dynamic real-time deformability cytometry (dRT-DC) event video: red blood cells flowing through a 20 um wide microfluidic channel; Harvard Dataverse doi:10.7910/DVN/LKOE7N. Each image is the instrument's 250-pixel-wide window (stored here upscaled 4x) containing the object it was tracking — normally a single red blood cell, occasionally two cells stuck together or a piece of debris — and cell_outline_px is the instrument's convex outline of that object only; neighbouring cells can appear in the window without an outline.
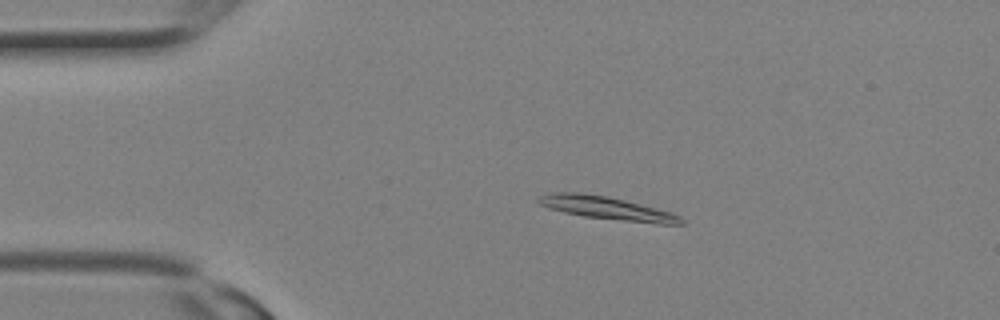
{"species": "Egyptian fruit bat (a non-hibernating species)", "species_latin": "Rousettus aegyptiacus", "temperature_condition": "room temperature", "stored_images_in_passage": 18, "camera_frame_rate_fps": 3000, "um_per_image_px": 0.085, "animal": {"sex": "female"}, "frame": {"image": 1, "passage_image": 5, "time_ms": 1.333, "image_size_px": [1000, 320], "cell_outline_px": [[684, 224], [660, 224], [584, 216], [564, 212], [548, 208], [540, 204], [536, 200], [540, 196], [548, 192], [580, 192], [608, 196], [672, 212], [680, 216], [684, 220]], "centroid_in_image_um": [51.57, 17.68], "position_along_channel_um": 33.4, "area_um2": 19.02}}
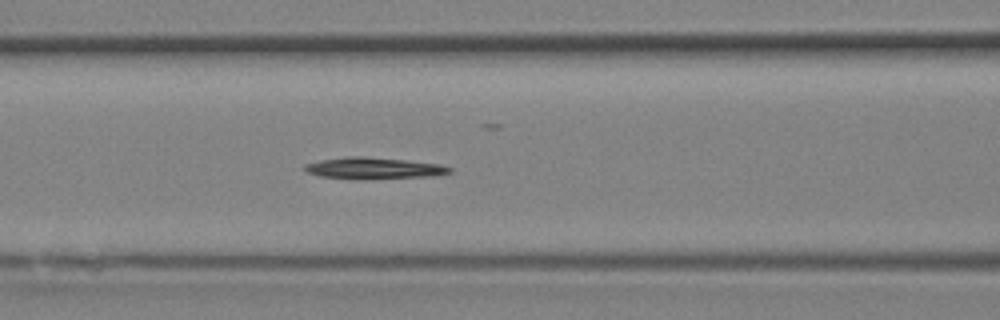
{"frame": {"image": 2, "passage_image": 11, "time_ms": 3.333, "image_size_px": [1000, 320], "cell_outline_px": [[452, 172], [432, 176], [364, 180], [360, 180], [320, 176], [308, 172], [304, 168], [304, 164], [320, 160], [348, 156], [360, 156], [404, 160], [440, 164], [452, 168]], "centroid_in_image_um": [31.76, 14.31], "position_along_channel_um": 134.8, "area_um2": 18.26}}
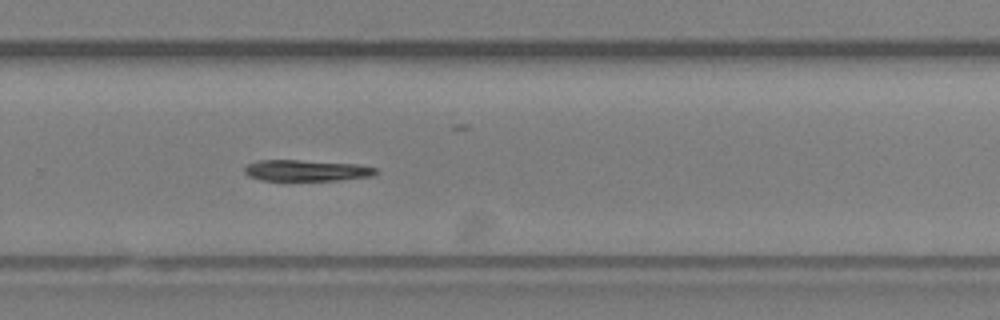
{"frame": {"image": 3, "passage_image": 18, "time_ms": 5.667, "image_size_px": [1000, 320], "cell_outline_px": [[376, 172], [372, 176], [336, 180], [260, 180], [248, 176], [244, 172], [244, 168], [248, 164], [256, 160], [300, 160], [356, 164], [376, 168]], "centroid_in_image_um": [25.98, 14.49], "position_along_channel_um": 303.8, "area_um2": 16.07}}